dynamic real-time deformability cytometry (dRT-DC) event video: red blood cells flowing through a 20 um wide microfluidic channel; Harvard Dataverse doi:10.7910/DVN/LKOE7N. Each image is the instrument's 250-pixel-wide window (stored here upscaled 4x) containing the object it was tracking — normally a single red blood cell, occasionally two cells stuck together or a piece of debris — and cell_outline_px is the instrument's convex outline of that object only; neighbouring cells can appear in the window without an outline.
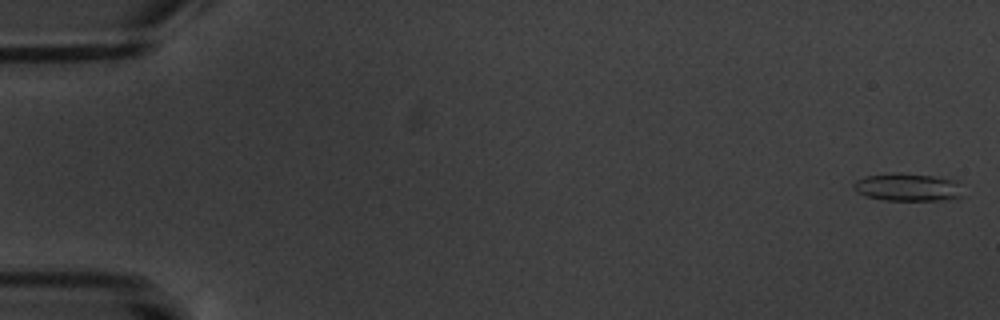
{"species": "common noctule bat (a hibernating species)", "species_latin": "Nyctalus noctula", "temperature_condition": "warm", "stored_images_in_passage": 6, "camera_frame_rate_fps": 3000, "um_per_image_px": 0.085, "animal": {"sex": "male", "body_mass_g": 20.1, "forearm_length_mm": 53.5}, "frame": {"image": 1, "passage_image": 1, "time_ms": 0.0, "image_size_px": [1000, 320], "cell_outline_px": [[964, 196], [948, 200], [884, 200], [864, 196], [856, 192], [852, 184], [856, 180], [864, 176], [892, 172], [896, 172], [932, 176], [960, 180]], "centroid_in_image_um": [77.19, 15.91], "position_along_channel_um": 7.8, "area_um2": 18.21}}
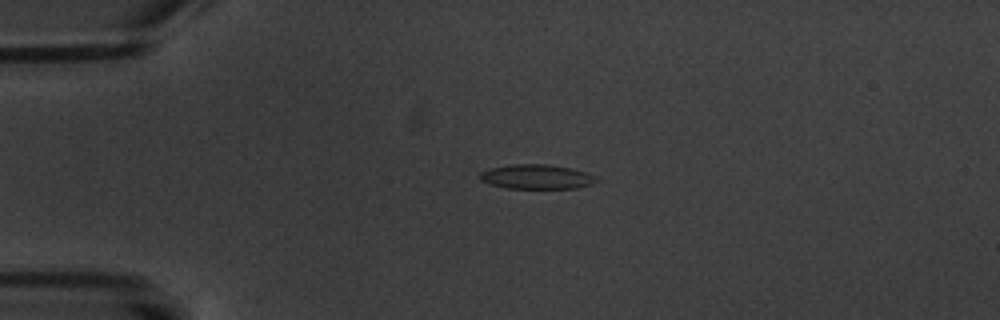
{"frame": {"image": 2, "passage_image": 5, "time_ms": 4.333, "image_size_px": [1000, 320], "cell_outline_px": [[596, 180], [592, 184], [576, 188], [508, 188], [492, 184], [480, 180], [480, 172], [488, 168], [508, 164], [548, 164], [572, 168], [596, 176]], "centroid_in_image_um": [45.58, 15.01], "position_along_channel_um": 39.4, "area_um2": 16.59}}